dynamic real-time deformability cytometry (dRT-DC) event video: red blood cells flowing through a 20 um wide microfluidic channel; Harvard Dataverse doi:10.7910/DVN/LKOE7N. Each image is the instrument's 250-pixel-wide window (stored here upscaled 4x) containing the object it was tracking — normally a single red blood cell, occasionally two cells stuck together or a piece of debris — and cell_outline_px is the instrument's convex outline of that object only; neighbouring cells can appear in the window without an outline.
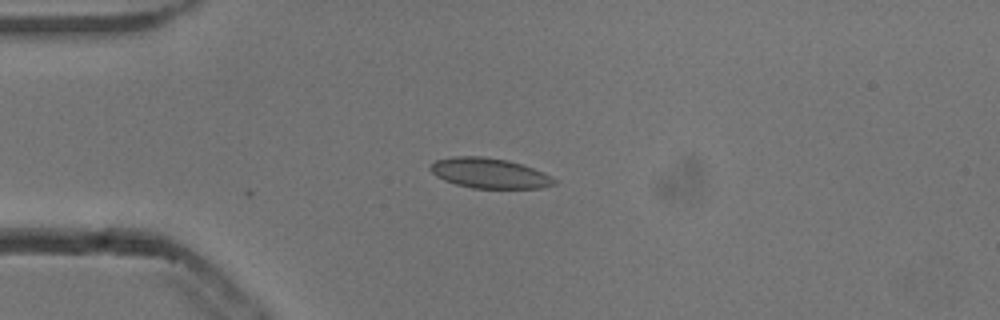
{"species": "common noctule bat (a hibernating species)", "species_latin": "Nyctalus noctula", "temperature_condition": "cold", "stored_images_in_passage": 2, "camera_frame_rate_fps": 3000, "um_per_image_px": 0.085, "animal": {"sex": "male", "body_mass_g": 13.3}, "frame": {"image": 1, "passage_image": 2, "time_ms": 0.333, "image_size_px": [1000, 320], "cell_outline_px": [[556, 184], [540, 188], [472, 188], [456, 184], [444, 180], [436, 176], [428, 168], [436, 160], [456, 156], [480, 156], [504, 160], [520, 164], [532, 168], [556, 180]], "centroid_in_image_um": [41.55, 14.73], "position_along_channel_um": 43.5, "area_um2": 21.33}}